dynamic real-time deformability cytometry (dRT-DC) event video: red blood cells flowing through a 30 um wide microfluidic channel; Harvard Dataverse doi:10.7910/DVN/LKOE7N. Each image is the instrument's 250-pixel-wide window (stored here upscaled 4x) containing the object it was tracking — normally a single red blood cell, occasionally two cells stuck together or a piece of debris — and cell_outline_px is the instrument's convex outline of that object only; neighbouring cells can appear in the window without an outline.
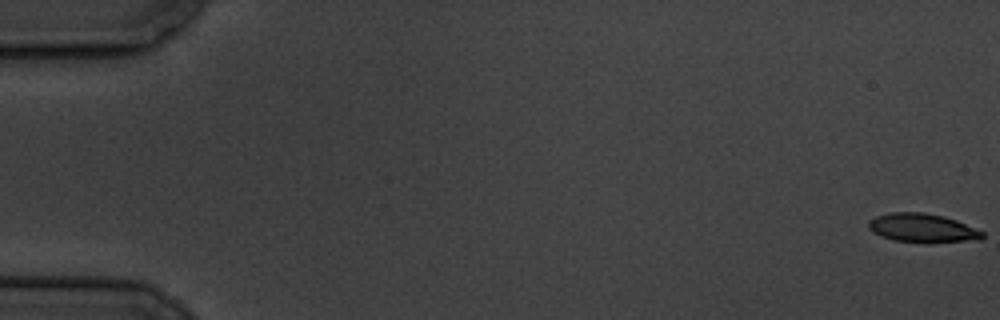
{"species": "common noctule bat (a hibernating species)", "species_latin": "Nyctalus noctula", "temperature_condition": "cold", "stored_images_in_passage": 51, "camera_frame_rate_fps": 3000, "um_per_image_px": 0.085, "animal": {"sex": "male", "body_mass_g": 19.5, "forearm_length_mm": 54.6}, "frame": {"image": 1, "passage_image": 1, "time_ms": 0.0, "image_size_px": [1000, 320], "cell_outline_px": [[984, 236], [980, 240], [928, 244], [924, 244], [892, 240], [880, 236], [872, 232], [868, 228], [868, 220], [876, 216], [892, 212], [924, 212], [944, 216], [956, 220], [984, 232]], "centroid_in_image_um": [78.4, 19.41], "position_along_channel_um": 6.6, "area_um2": 19.71}}
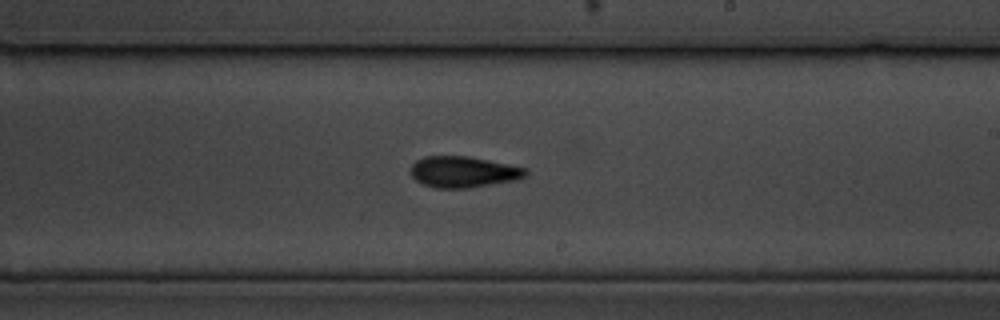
{"frame": {"image": 2, "passage_image": 35, "time_ms": 11.333, "image_size_px": [1000, 320], "cell_outline_px": [[528, 172], [524, 176], [516, 180], [468, 188], [436, 188], [420, 184], [412, 176], [412, 164], [416, 160], [424, 156], [468, 156], [528, 168]], "centroid_in_image_um": [39.38, 14.61], "position_along_channel_um": 249.6, "area_um2": 20.87}}
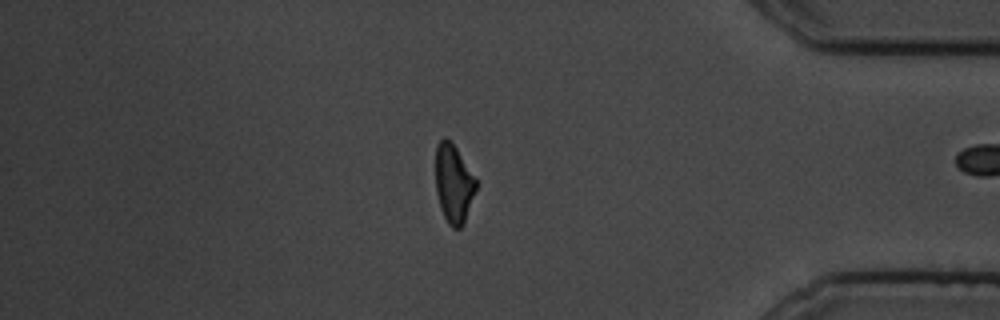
{"frame": {"image": 3, "passage_image": 50, "time_ms": 16.333, "image_size_px": [1000, 320], "cell_outline_px": [[476, 188], [464, 224], [460, 228], [452, 228], [448, 224], [440, 208], [436, 192], [436, 144], [444, 136], [452, 140], [476, 180]], "centroid_in_image_um": [38.54, 15.59], "position_along_channel_um": 396.7, "area_um2": 18.55}}